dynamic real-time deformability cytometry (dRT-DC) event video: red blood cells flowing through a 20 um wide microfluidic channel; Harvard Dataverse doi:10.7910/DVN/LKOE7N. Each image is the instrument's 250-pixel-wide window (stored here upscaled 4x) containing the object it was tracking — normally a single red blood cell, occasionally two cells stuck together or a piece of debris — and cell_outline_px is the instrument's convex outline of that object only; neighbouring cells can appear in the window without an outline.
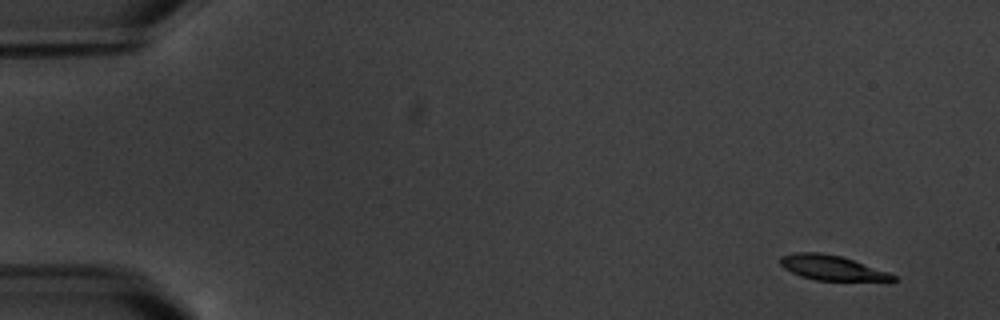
{"species": "common noctule bat (a hibernating species)", "species_latin": "Nyctalus noctula", "temperature_condition": "warm", "stored_images_in_passage": 5, "camera_frame_rate_fps": 3000, "um_per_image_px": 0.085, "animal": {"sex": "male", "body_mass_g": 20.1, "forearm_length_mm": 53.5}, "frame": {"image": 1, "passage_image": 1, "time_ms": 0.0, "image_size_px": [1000, 320], "cell_outline_px": [[900, 280], [816, 280], [800, 276], [784, 268], [780, 264], [780, 256], [796, 252], [820, 252], [840, 256], [888, 272], [896, 276]], "centroid_in_image_um": [70.66, 22.75], "position_along_channel_um": 14.3, "area_um2": 16.01}}
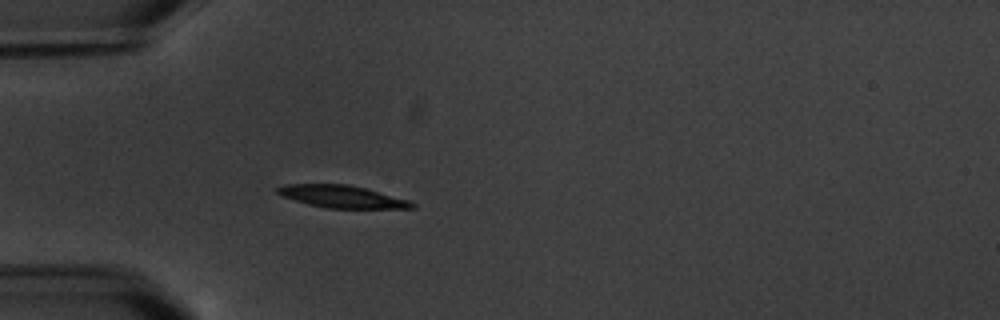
{"frame": {"image": 2, "passage_image": 5, "time_ms": 4.667, "image_size_px": [1000, 320], "cell_outline_px": [[416, 208], [328, 208], [308, 204], [280, 196], [276, 192], [276, 188], [284, 184], [348, 184], [364, 188], [408, 200], [416, 204]], "centroid_in_image_um": [29.02, 16.71], "position_along_channel_um": 56.0, "area_um2": 17.4}}